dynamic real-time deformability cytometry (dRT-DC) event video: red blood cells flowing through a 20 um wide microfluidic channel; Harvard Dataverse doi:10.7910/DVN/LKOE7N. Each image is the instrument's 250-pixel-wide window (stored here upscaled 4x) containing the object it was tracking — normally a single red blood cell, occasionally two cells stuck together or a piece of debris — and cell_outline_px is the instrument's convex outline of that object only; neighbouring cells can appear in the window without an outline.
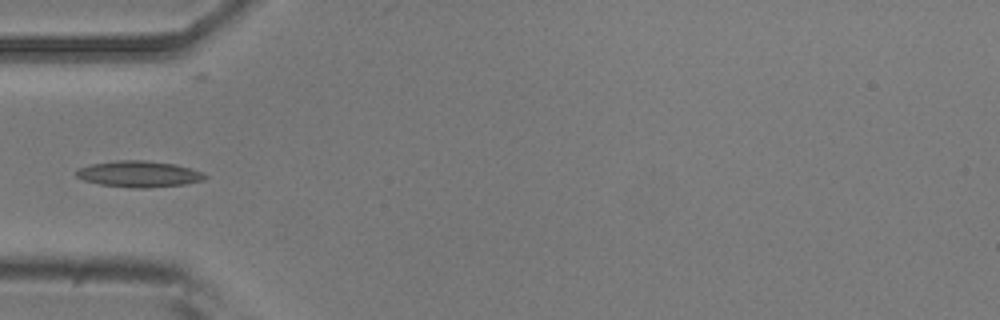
{"species": "common noctule bat (a hibernating species)", "species_latin": "Nyctalus noctula", "temperature_condition": "room temperature", "stored_images_in_passage": 5, "camera_frame_rate_fps": 3000, "um_per_image_px": 0.085, "animal": {"sex": "male", "body_mass_g": 20.5, "forearm_length_mm": 52.5}, "frame": {"image": 1, "passage_image": 1, "time_ms": 0.0, "image_size_px": [1000, 320], "cell_outline_px": [[208, 176], [204, 180], [184, 184], [148, 188], [132, 188], [100, 184], [84, 180], [76, 176], [76, 172], [80, 168], [92, 164], [116, 160], [144, 160], [176, 164], [200, 172]], "centroid_in_image_um": [11.81, 14.79], "position_along_channel_um": 73.2, "area_um2": 19.48}}
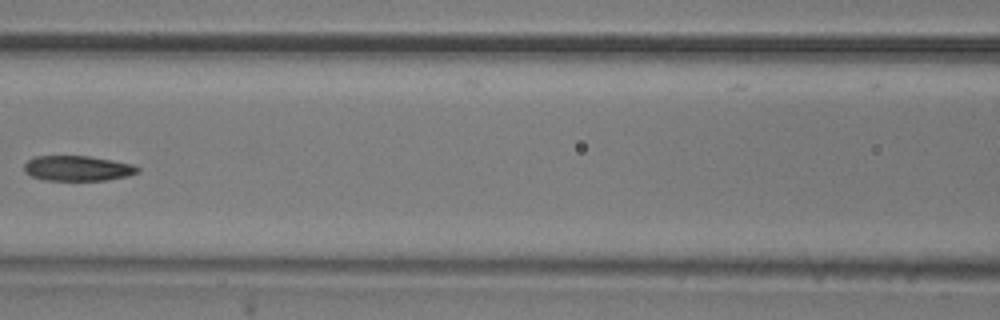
{"frame": {"image": 2, "passage_image": 3, "time_ms": 2.333, "image_size_px": [1000, 320], "cell_outline_px": [[140, 172], [128, 176], [108, 180], [44, 180], [32, 176], [24, 172], [24, 164], [28, 160], [36, 156], [88, 156], [112, 160], [132, 164], [140, 168]], "centroid_in_image_um": [6.61, 14.31], "position_along_channel_um": 160.0, "area_um2": 16.7}}
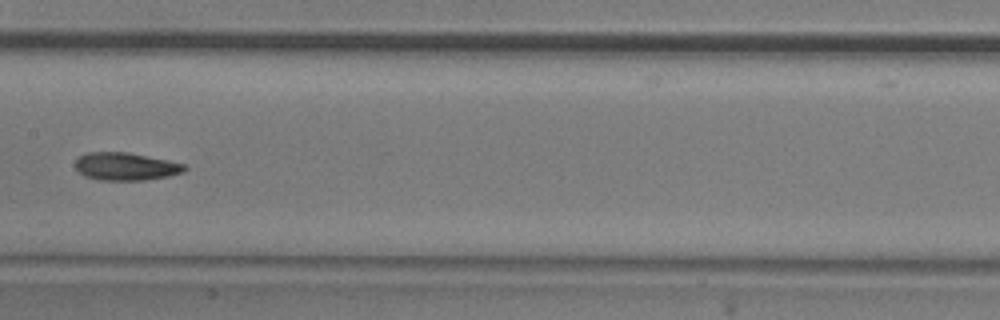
{"frame": {"image": 3, "passage_image": 4, "time_ms": 3.333, "image_size_px": [1000, 320], "cell_outline_px": [[188, 168], [184, 172], [168, 176], [144, 180], [100, 180], [84, 176], [76, 168], [76, 160], [80, 156], [88, 152], [128, 152], [168, 160], [184, 164]], "centroid_in_image_um": [10.71, 14.15], "position_along_channel_um": 196.7, "area_um2": 17.63}}